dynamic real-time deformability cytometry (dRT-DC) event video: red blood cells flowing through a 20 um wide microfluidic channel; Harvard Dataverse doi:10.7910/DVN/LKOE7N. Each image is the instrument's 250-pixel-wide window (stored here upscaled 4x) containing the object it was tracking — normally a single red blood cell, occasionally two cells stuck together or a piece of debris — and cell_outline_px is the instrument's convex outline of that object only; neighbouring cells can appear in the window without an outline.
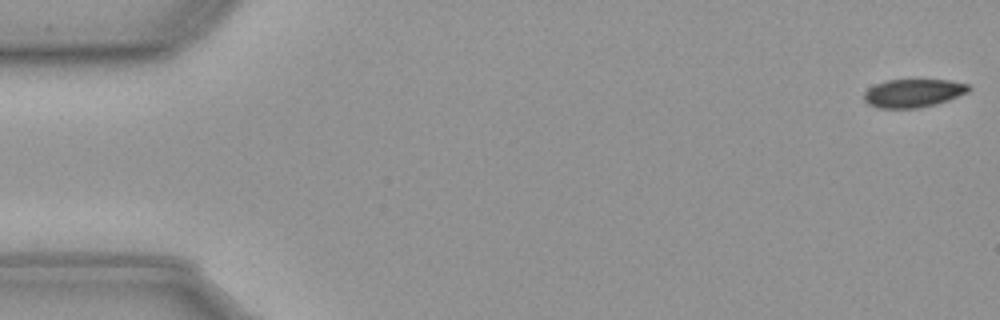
{"species": "common noctule bat (a hibernating species)", "species_latin": "Nyctalus noctula", "temperature_condition": "cold", "stored_images_in_passage": 57, "camera_frame_rate_fps": 3000, "um_per_image_px": 0.085, "animal": {"sex": "male", "body_mass_g": 23.1, "forearm_length_mm": 52.7}, "frame": {"image": 1, "passage_image": 1, "time_ms": 0.0, "image_size_px": [1000, 320], "cell_outline_px": [[972, 88], [968, 92], [948, 100], [936, 104], [916, 108], [880, 108], [868, 104], [864, 100], [864, 92], [868, 88], [876, 84], [888, 80], [948, 80], [968, 84]], "centroid_in_image_um": [77.63, 7.91], "position_along_channel_um": 7.4, "area_um2": 17.17}}
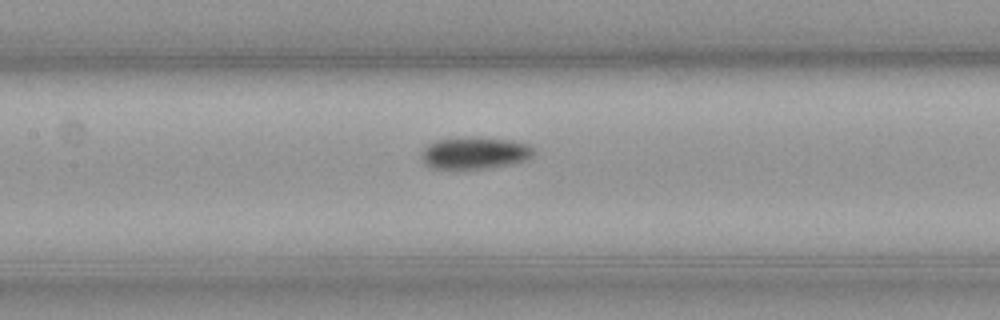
{"frame": {"image": 2, "passage_image": 26, "time_ms": 8.333, "image_size_px": [1000, 320], "cell_outline_px": [[532, 156], [524, 160], [508, 164], [480, 168], [432, 168], [424, 164], [420, 156], [424, 148], [428, 144], [436, 140], [472, 136], [512, 140], [528, 144], [532, 148]], "centroid_in_image_um": [40.3, 12.98], "position_along_channel_um": 167.1, "area_um2": 20.69}}
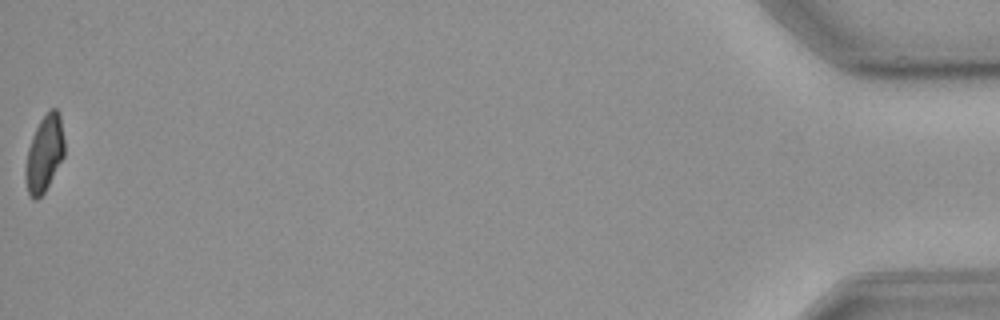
{"frame": {"image": 3, "passage_image": 57, "time_ms": 18.667, "image_size_px": [1000, 320], "cell_outline_px": [[64, 156], [44, 192], [36, 200], [32, 200], [28, 192], [28, 148], [32, 136], [40, 120], [52, 108], [56, 108], [60, 112], [64, 140]], "centroid_in_image_um": [3.83, 12.99], "position_along_channel_um": 431.4, "area_um2": 16.59}, "authors_computed_cell_mechanics": {"area_um2": 19.0162, "velocity_mm_per_s": 3.6094, "shape_relaxation_time_tau1_ms": 2.8518, "shape_relaxation_time_tau2_ms": null, "deformation_change_tau1": 0.0934, "deformation_change_tau2": null}}